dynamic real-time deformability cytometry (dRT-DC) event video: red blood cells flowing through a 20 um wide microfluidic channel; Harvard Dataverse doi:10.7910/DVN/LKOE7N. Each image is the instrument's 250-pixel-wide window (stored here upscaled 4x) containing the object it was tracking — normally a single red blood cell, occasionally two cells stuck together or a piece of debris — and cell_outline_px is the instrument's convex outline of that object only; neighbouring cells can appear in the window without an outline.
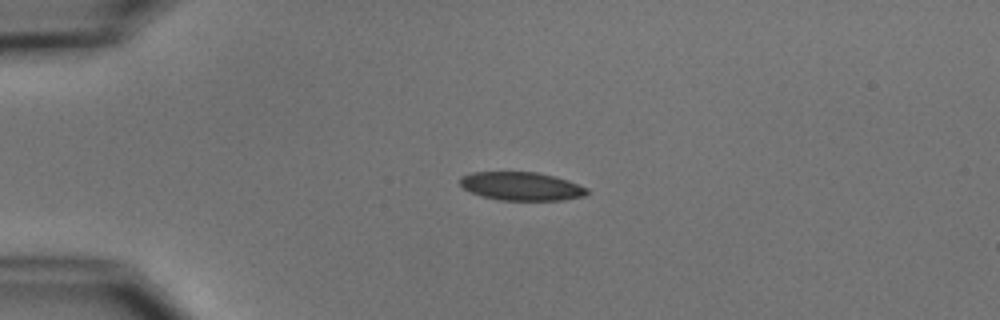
{"species": "common noctule bat (a hibernating species)", "species_latin": "Nyctalus noctula", "temperature_condition": "cold", "stored_images_in_passage": 2, "camera_frame_rate_fps": 3000, "um_per_image_px": 0.085, "animal": {"sex": "male", "body_mass_g": 15.6}, "frame": {"image": 1, "passage_image": 1, "time_ms": 0.0, "image_size_px": [1000, 320], "cell_outline_px": [[588, 192], [584, 196], [564, 200], [500, 200], [484, 196], [472, 192], [464, 188], [460, 184], [460, 176], [472, 172], [536, 172], [556, 176], [568, 180], [588, 188]], "centroid_in_image_um": [44.34, 15.82], "position_along_channel_um": 40.7, "area_um2": 20.98}}